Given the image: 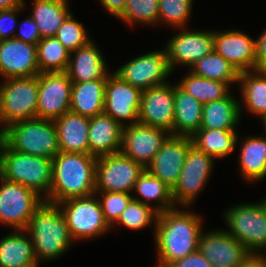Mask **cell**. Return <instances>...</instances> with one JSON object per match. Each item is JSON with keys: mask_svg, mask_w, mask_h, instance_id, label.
Returning <instances> with one entry per match:
<instances>
[{"mask_svg": "<svg viewBox=\"0 0 266 267\" xmlns=\"http://www.w3.org/2000/svg\"><path fill=\"white\" fill-rule=\"evenodd\" d=\"M181 208L175 207L158 214L154 232L157 267H168L172 262L198 251L202 217Z\"/></svg>", "mask_w": 266, "mask_h": 267, "instance_id": "obj_1", "label": "cell"}, {"mask_svg": "<svg viewBox=\"0 0 266 267\" xmlns=\"http://www.w3.org/2000/svg\"><path fill=\"white\" fill-rule=\"evenodd\" d=\"M97 157L85 153L60 151L52 159V181L48 202L57 204L64 200L95 194Z\"/></svg>", "mask_w": 266, "mask_h": 267, "instance_id": "obj_2", "label": "cell"}, {"mask_svg": "<svg viewBox=\"0 0 266 267\" xmlns=\"http://www.w3.org/2000/svg\"><path fill=\"white\" fill-rule=\"evenodd\" d=\"M25 231L31 237L38 263L59 259L74 243L59 206L46 201L34 211Z\"/></svg>", "mask_w": 266, "mask_h": 267, "instance_id": "obj_3", "label": "cell"}, {"mask_svg": "<svg viewBox=\"0 0 266 267\" xmlns=\"http://www.w3.org/2000/svg\"><path fill=\"white\" fill-rule=\"evenodd\" d=\"M0 176L22 184L48 202L52 181L51 159L13 150L0 138Z\"/></svg>", "mask_w": 266, "mask_h": 267, "instance_id": "obj_4", "label": "cell"}, {"mask_svg": "<svg viewBox=\"0 0 266 267\" xmlns=\"http://www.w3.org/2000/svg\"><path fill=\"white\" fill-rule=\"evenodd\" d=\"M0 138L13 150L53 159L59 152L54 120L28 119L7 126Z\"/></svg>", "mask_w": 266, "mask_h": 267, "instance_id": "obj_5", "label": "cell"}, {"mask_svg": "<svg viewBox=\"0 0 266 267\" xmlns=\"http://www.w3.org/2000/svg\"><path fill=\"white\" fill-rule=\"evenodd\" d=\"M4 82L0 84V133L14 122L37 118L38 75Z\"/></svg>", "mask_w": 266, "mask_h": 267, "instance_id": "obj_6", "label": "cell"}, {"mask_svg": "<svg viewBox=\"0 0 266 267\" xmlns=\"http://www.w3.org/2000/svg\"><path fill=\"white\" fill-rule=\"evenodd\" d=\"M230 235L240 241L252 255L266 252V206L259 203L240 204L224 212Z\"/></svg>", "mask_w": 266, "mask_h": 267, "instance_id": "obj_7", "label": "cell"}, {"mask_svg": "<svg viewBox=\"0 0 266 267\" xmlns=\"http://www.w3.org/2000/svg\"><path fill=\"white\" fill-rule=\"evenodd\" d=\"M75 242L96 238L111 230L96 194L75 197L57 203Z\"/></svg>", "mask_w": 266, "mask_h": 267, "instance_id": "obj_8", "label": "cell"}, {"mask_svg": "<svg viewBox=\"0 0 266 267\" xmlns=\"http://www.w3.org/2000/svg\"><path fill=\"white\" fill-rule=\"evenodd\" d=\"M43 201L31 189L0 176V224L14 230H25Z\"/></svg>", "mask_w": 266, "mask_h": 267, "instance_id": "obj_9", "label": "cell"}, {"mask_svg": "<svg viewBox=\"0 0 266 267\" xmlns=\"http://www.w3.org/2000/svg\"><path fill=\"white\" fill-rule=\"evenodd\" d=\"M145 168L121 151L100 156L96 161V191L133 193V187Z\"/></svg>", "mask_w": 266, "mask_h": 267, "instance_id": "obj_10", "label": "cell"}, {"mask_svg": "<svg viewBox=\"0 0 266 267\" xmlns=\"http://www.w3.org/2000/svg\"><path fill=\"white\" fill-rule=\"evenodd\" d=\"M215 159L192 145L186 155L178 182L172 189L176 207L187 208L203 190L214 169Z\"/></svg>", "mask_w": 266, "mask_h": 267, "instance_id": "obj_11", "label": "cell"}, {"mask_svg": "<svg viewBox=\"0 0 266 267\" xmlns=\"http://www.w3.org/2000/svg\"><path fill=\"white\" fill-rule=\"evenodd\" d=\"M113 72L142 91L167 84L172 74L165 49L139 55Z\"/></svg>", "mask_w": 266, "mask_h": 267, "instance_id": "obj_12", "label": "cell"}, {"mask_svg": "<svg viewBox=\"0 0 266 267\" xmlns=\"http://www.w3.org/2000/svg\"><path fill=\"white\" fill-rule=\"evenodd\" d=\"M168 39L165 52L169 67L174 71L176 65L193 66L198 60L214 51V30H186Z\"/></svg>", "mask_w": 266, "mask_h": 267, "instance_id": "obj_13", "label": "cell"}, {"mask_svg": "<svg viewBox=\"0 0 266 267\" xmlns=\"http://www.w3.org/2000/svg\"><path fill=\"white\" fill-rule=\"evenodd\" d=\"M141 96V89L123 81L113 72L107 78L105 85L103 113L109 115L122 127L138 123Z\"/></svg>", "mask_w": 266, "mask_h": 267, "instance_id": "obj_14", "label": "cell"}, {"mask_svg": "<svg viewBox=\"0 0 266 267\" xmlns=\"http://www.w3.org/2000/svg\"><path fill=\"white\" fill-rule=\"evenodd\" d=\"M72 84L67 72L39 73L37 118L55 120L70 111Z\"/></svg>", "mask_w": 266, "mask_h": 267, "instance_id": "obj_15", "label": "cell"}, {"mask_svg": "<svg viewBox=\"0 0 266 267\" xmlns=\"http://www.w3.org/2000/svg\"><path fill=\"white\" fill-rule=\"evenodd\" d=\"M202 230L198 251L213 267H240L252 254L225 229Z\"/></svg>", "mask_w": 266, "mask_h": 267, "instance_id": "obj_16", "label": "cell"}, {"mask_svg": "<svg viewBox=\"0 0 266 267\" xmlns=\"http://www.w3.org/2000/svg\"><path fill=\"white\" fill-rule=\"evenodd\" d=\"M174 86L167 84L142 91L138 122L174 135Z\"/></svg>", "mask_w": 266, "mask_h": 267, "instance_id": "obj_17", "label": "cell"}, {"mask_svg": "<svg viewBox=\"0 0 266 267\" xmlns=\"http://www.w3.org/2000/svg\"><path fill=\"white\" fill-rule=\"evenodd\" d=\"M170 135L162 129L139 122L124 126L120 151L146 168Z\"/></svg>", "mask_w": 266, "mask_h": 267, "instance_id": "obj_18", "label": "cell"}, {"mask_svg": "<svg viewBox=\"0 0 266 267\" xmlns=\"http://www.w3.org/2000/svg\"><path fill=\"white\" fill-rule=\"evenodd\" d=\"M192 145L191 137L170 135L145 169L173 189Z\"/></svg>", "mask_w": 266, "mask_h": 267, "instance_id": "obj_19", "label": "cell"}, {"mask_svg": "<svg viewBox=\"0 0 266 267\" xmlns=\"http://www.w3.org/2000/svg\"><path fill=\"white\" fill-rule=\"evenodd\" d=\"M214 51L239 73L255 69L256 40L237 29L214 30Z\"/></svg>", "mask_w": 266, "mask_h": 267, "instance_id": "obj_20", "label": "cell"}, {"mask_svg": "<svg viewBox=\"0 0 266 267\" xmlns=\"http://www.w3.org/2000/svg\"><path fill=\"white\" fill-rule=\"evenodd\" d=\"M35 44L16 38L0 40V76L4 79L38 75Z\"/></svg>", "mask_w": 266, "mask_h": 267, "instance_id": "obj_21", "label": "cell"}, {"mask_svg": "<svg viewBox=\"0 0 266 267\" xmlns=\"http://www.w3.org/2000/svg\"><path fill=\"white\" fill-rule=\"evenodd\" d=\"M66 72L72 82H86L111 75L99 47L93 40L71 52Z\"/></svg>", "mask_w": 266, "mask_h": 267, "instance_id": "obj_22", "label": "cell"}, {"mask_svg": "<svg viewBox=\"0 0 266 267\" xmlns=\"http://www.w3.org/2000/svg\"><path fill=\"white\" fill-rule=\"evenodd\" d=\"M54 122L60 151L89 154V117L68 111Z\"/></svg>", "mask_w": 266, "mask_h": 267, "instance_id": "obj_23", "label": "cell"}, {"mask_svg": "<svg viewBox=\"0 0 266 267\" xmlns=\"http://www.w3.org/2000/svg\"><path fill=\"white\" fill-rule=\"evenodd\" d=\"M123 127L104 113L90 118L89 154L95 157L119 152Z\"/></svg>", "mask_w": 266, "mask_h": 267, "instance_id": "obj_24", "label": "cell"}, {"mask_svg": "<svg viewBox=\"0 0 266 267\" xmlns=\"http://www.w3.org/2000/svg\"><path fill=\"white\" fill-rule=\"evenodd\" d=\"M107 78L86 82H73L70 111L85 117H94L104 110Z\"/></svg>", "mask_w": 266, "mask_h": 267, "instance_id": "obj_25", "label": "cell"}, {"mask_svg": "<svg viewBox=\"0 0 266 267\" xmlns=\"http://www.w3.org/2000/svg\"><path fill=\"white\" fill-rule=\"evenodd\" d=\"M13 231L0 240V267H38L30 235Z\"/></svg>", "mask_w": 266, "mask_h": 267, "instance_id": "obj_26", "label": "cell"}, {"mask_svg": "<svg viewBox=\"0 0 266 267\" xmlns=\"http://www.w3.org/2000/svg\"><path fill=\"white\" fill-rule=\"evenodd\" d=\"M174 136L192 137L201 126L203 105L174 85Z\"/></svg>", "mask_w": 266, "mask_h": 267, "instance_id": "obj_27", "label": "cell"}, {"mask_svg": "<svg viewBox=\"0 0 266 267\" xmlns=\"http://www.w3.org/2000/svg\"><path fill=\"white\" fill-rule=\"evenodd\" d=\"M243 110L231 93L220 100L203 104L200 129L236 130Z\"/></svg>", "mask_w": 266, "mask_h": 267, "instance_id": "obj_28", "label": "cell"}, {"mask_svg": "<svg viewBox=\"0 0 266 267\" xmlns=\"http://www.w3.org/2000/svg\"><path fill=\"white\" fill-rule=\"evenodd\" d=\"M266 134L249 136L240 142L239 167L247 182L263 180L266 176Z\"/></svg>", "mask_w": 266, "mask_h": 267, "instance_id": "obj_29", "label": "cell"}, {"mask_svg": "<svg viewBox=\"0 0 266 267\" xmlns=\"http://www.w3.org/2000/svg\"><path fill=\"white\" fill-rule=\"evenodd\" d=\"M32 15L41 38L55 36L65 19L71 14L68 0H33Z\"/></svg>", "mask_w": 266, "mask_h": 267, "instance_id": "obj_30", "label": "cell"}, {"mask_svg": "<svg viewBox=\"0 0 266 267\" xmlns=\"http://www.w3.org/2000/svg\"><path fill=\"white\" fill-rule=\"evenodd\" d=\"M237 130L199 129L192 137L193 145L214 159L231 155L238 141Z\"/></svg>", "mask_w": 266, "mask_h": 267, "instance_id": "obj_31", "label": "cell"}, {"mask_svg": "<svg viewBox=\"0 0 266 267\" xmlns=\"http://www.w3.org/2000/svg\"><path fill=\"white\" fill-rule=\"evenodd\" d=\"M243 107L262 117L266 113V71L249 70L239 74Z\"/></svg>", "mask_w": 266, "mask_h": 267, "instance_id": "obj_32", "label": "cell"}, {"mask_svg": "<svg viewBox=\"0 0 266 267\" xmlns=\"http://www.w3.org/2000/svg\"><path fill=\"white\" fill-rule=\"evenodd\" d=\"M134 190L142 197V199L141 197H133L136 201L149 206H152L151 201H155V203L157 201L154 208L159 213L176 207L172 198V189L160 179L151 175L146 169L138 177L133 192Z\"/></svg>", "mask_w": 266, "mask_h": 267, "instance_id": "obj_33", "label": "cell"}, {"mask_svg": "<svg viewBox=\"0 0 266 267\" xmlns=\"http://www.w3.org/2000/svg\"><path fill=\"white\" fill-rule=\"evenodd\" d=\"M188 94L202 105L227 97L231 92L230 85L218 80H212L187 72L178 84Z\"/></svg>", "mask_w": 266, "mask_h": 267, "instance_id": "obj_34", "label": "cell"}, {"mask_svg": "<svg viewBox=\"0 0 266 267\" xmlns=\"http://www.w3.org/2000/svg\"><path fill=\"white\" fill-rule=\"evenodd\" d=\"M39 72H66L70 54L56 36L42 38L37 44Z\"/></svg>", "mask_w": 266, "mask_h": 267, "instance_id": "obj_35", "label": "cell"}, {"mask_svg": "<svg viewBox=\"0 0 266 267\" xmlns=\"http://www.w3.org/2000/svg\"><path fill=\"white\" fill-rule=\"evenodd\" d=\"M190 72L203 78L218 80L230 86L239 80V72L215 51L205 55L190 68Z\"/></svg>", "mask_w": 266, "mask_h": 267, "instance_id": "obj_36", "label": "cell"}, {"mask_svg": "<svg viewBox=\"0 0 266 267\" xmlns=\"http://www.w3.org/2000/svg\"><path fill=\"white\" fill-rule=\"evenodd\" d=\"M158 214L154 205L149 206L132 199L114 225L120 224L132 230H140L154 225L155 231Z\"/></svg>", "mask_w": 266, "mask_h": 267, "instance_id": "obj_37", "label": "cell"}, {"mask_svg": "<svg viewBox=\"0 0 266 267\" xmlns=\"http://www.w3.org/2000/svg\"><path fill=\"white\" fill-rule=\"evenodd\" d=\"M193 0H159L158 23L173 28H187L191 19ZM164 22V23H163Z\"/></svg>", "mask_w": 266, "mask_h": 267, "instance_id": "obj_38", "label": "cell"}, {"mask_svg": "<svg viewBox=\"0 0 266 267\" xmlns=\"http://www.w3.org/2000/svg\"><path fill=\"white\" fill-rule=\"evenodd\" d=\"M159 0H127L124 12L118 18L129 26L158 24Z\"/></svg>", "mask_w": 266, "mask_h": 267, "instance_id": "obj_39", "label": "cell"}, {"mask_svg": "<svg viewBox=\"0 0 266 267\" xmlns=\"http://www.w3.org/2000/svg\"><path fill=\"white\" fill-rule=\"evenodd\" d=\"M87 33L83 23L76 20L71 13L58 29L55 36L69 52H73L93 40Z\"/></svg>", "mask_w": 266, "mask_h": 267, "instance_id": "obj_40", "label": "cell"}, {"mask_svg": "<svg viewBox=\"0 0 266 267\" xmlns=\"http://www.w3.org/2000/svg\"><path fill=\"white\" fill-rule=\"evenodd\" d=\"M95 194L100 202L106 222L111 228H114V224L133 199V196L131 193L108 191H96Z\"/></svg>", "mask_w": 266, "mask_h": 267, "instance_id": "obj_41", "label": "cell"}, {"mask_svg": "<svg viewBox=\"0 0 266 267\" xmlns=\"http://www.w3.org/2000/svg\"><path fill=\"white\" fill-rule=\"evenodd\" d=\"M25 6H19L13 9L0 10V40L14 38V30L18 22H16V13L22 12Z\"/></svg>", "mask_w": 266, "mask_h": 267, "instance_id": "obj_42", "label": "cell"}, {"mask_svg": "<svg viewBox=\"0 0 266 267\" xmlns=\"http://www.w3.org/2000/svg\"><path fill=\"white\" fill-rule=\"evenodd\" d=\"M20 23L19 33H15L14 38L36 45L42 38L35 20L29 16Z\"/></svg>", "mask_w": 266, "mask_h": 267, "instance_id": "obj_43", "label": "cell"}, {"mask_svg": "<svg viewBox=\"0 0 266 267\" xmlns=\"http://www.w3.org/2000/svg\"><path fill=\"white\" fill-rule=\"evenodd\" d=\"M168 267H213L212 264L199 252L196 251L181 259L172 262Z\"/></svg>", "mask_w": 266, "mask_h": 267, "instance_id": "obj_44", "label": "cell"}, {"mask_svg": "<svg viewBox=\"0 0 266 267\" xmlns=\"http://www.w3.org/2000/svg\"><path fill=\"white\" fill-rule=\"evenodd\" d=\"M255 70L266 71V29L256 39Z\"/></svg>", "mask_w": 266, "mask_h": 267, "instance_id": "obj_45", "label": "cell"}, {"mask_svg": "<svg viewBox=\"0 0 266 267\" xmlns=\"http://www.w3.org/2000/svg\"><path fill=\"white\" fill-rule=\"evenodd\" d=\"M101 5L116 18H119L124 12L127 0H99Z\"/></svg>", "mask_w": 266, "mask_h": 267, "instance_id": "obj_46", "label": "cell"}, {"mask_svg": "<svg viewBox=\"0 0 266 267\" xmlns=\"http://www.w3.org/2000/svg\"><path fill=\"white\" fill-rule=\"evenodd\" d=\"M240 267H266V255H251Z\"/></svg>", "mask_w": 266, "mask_h": 267, "instance_id": "obj_47", "label": "cell"}, {"mask_svg": "<svg viewBox=\"0 0 266 267\" xmlns=\"http://www.w3.org/2000/svg\"><path fill=\"white\" fill-rule=\"evenodd\" d=\"M26 6L24 0H0V10Z\"/></svg>", "mask_w": 266, "mask_h": 267, "instance_id": "obj_48", "label": "cell"}, {"mask_svg": "<svg viewBox=\"0 0 266 267\" xmlns=\"http://www.w3.org/2000/svg\"><path fill=\"white\" fill-rule=\"evenodd\" d=\"M260 118H262L261 120H263L264 129H265L264 131H265V134H266V113Z\"/></svg>", "mask_w": 266, "mask_h": 267, "instance_id": "obj_49", "label": "cell"}, {"mask_svg": "<svg viewBox=\"0 0 266 267\" xmlns=\"http://www.w3.org/2000/svg\"><path fill=\"white\" fill-rule=\"evenodd\" d=\"M262 201L264 202V204H265V206H266V199H263Z\"/></svg>", "mask_w": 266, "mask_h": 267, "instance_id": "obj_50", "label": "cell"}]
</instances>
